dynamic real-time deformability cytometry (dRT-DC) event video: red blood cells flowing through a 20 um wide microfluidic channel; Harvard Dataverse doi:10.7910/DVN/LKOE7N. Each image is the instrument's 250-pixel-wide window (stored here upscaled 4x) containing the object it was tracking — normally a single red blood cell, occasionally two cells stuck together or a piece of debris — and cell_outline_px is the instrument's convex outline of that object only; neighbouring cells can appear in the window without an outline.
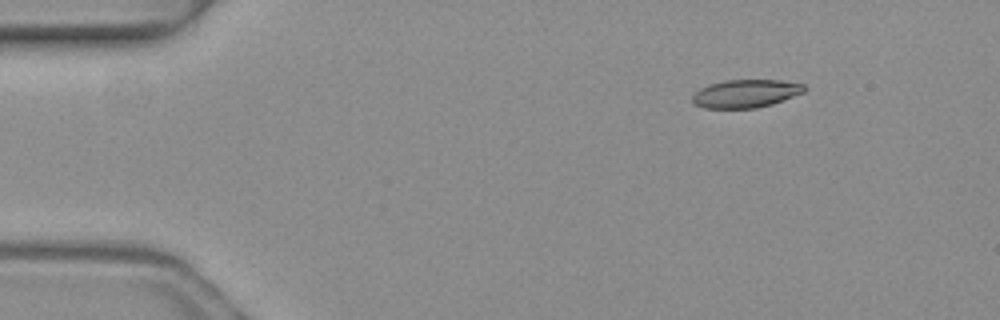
{"species": "common noctule bat (a hibernating species)", "species_latin": "Nyctalus noctula", "temperature_condition": "warm", "stored_images_in_passage": 3, "camera_frame_rate_fps": 3000, "um_per_image_px": 0.085, "animal": {"sex": "female", "body_mass_g": 19.3, "forearm_length_mm": 54.1}, "frame": {"image": 1, "passage_image": 2, "time_ms": 0.333, "image_size_px": [1000, 320], "cell_outline_px": [[804, 92], [772, 104], [756, 108], [704, 108], [692, 104], [692, 96], [700, 88], [708, 84], [724, 80], [780, 80], [804, 84]], "centroid_in_image_um": [63.34, 7.95], "position_along_channel_um": 21.7, "area_um2": 18.32}}